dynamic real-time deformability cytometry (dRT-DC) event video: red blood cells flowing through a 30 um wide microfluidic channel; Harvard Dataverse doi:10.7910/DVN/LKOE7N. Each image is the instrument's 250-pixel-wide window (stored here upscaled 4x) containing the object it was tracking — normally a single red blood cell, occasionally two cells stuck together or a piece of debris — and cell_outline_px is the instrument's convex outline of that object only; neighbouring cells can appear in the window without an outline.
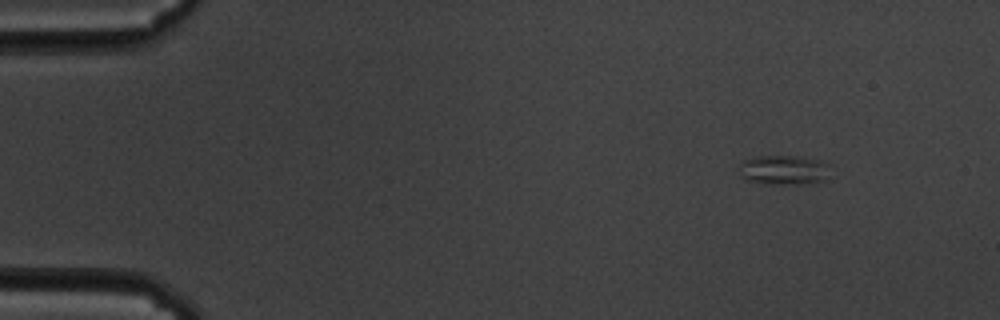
{"species": "common noctule bat (a hibernating species)", "species_latin": "Nyctalus noctula", "temperature_condition": "cold", "stored_images_in_passage": 53, "camera_frame_rate_fps": 3000, "um_per_image_px": 0.085, "animal": {"sex": "male", "body_mass_g": 19.5, "forearm_length_mm": 54.6}, "frame": {"image": 1, "passage_image": 1, "time_ms": 0.0, "image_size_px": [1000, 320], "cell_outline_px": [[828, 164], [824, 180], [800, 184], [764, 184], [748, 180], [744, 176], [740, 164], [744, 160], [756, 156], [796, 156], [820, 160]], "centroid_in_image_um": [66.61, 14.44], "position_along_channel_um": 18.4, "area_um2": 15.26}}
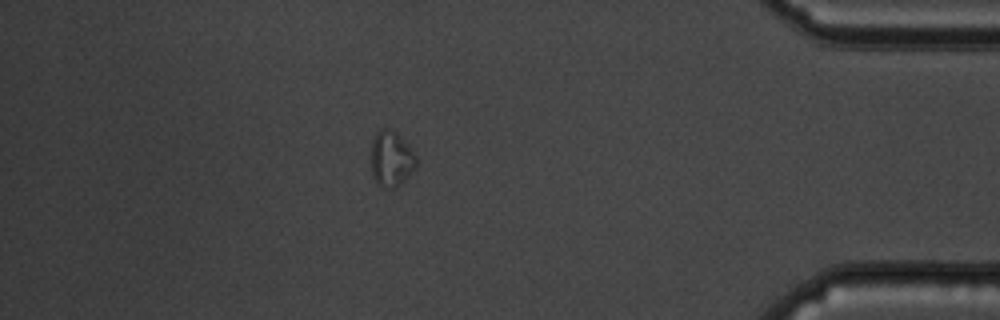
{"frame": {"image": 2, "passage_image": 46, "time_ms": 15.0, "image_size_px": [1000, 320], "cell_outline_px": [[416, 164], [404, 180], [396, 188], [384, 188], [372, 176], [372, 140], [376, 132], [380, 128], [388, 128], [396, 132], [400, 136], [416, 156]], "centroid_in_image_um": [33.23, 13.48], "position_along_channel_um": 402.0, "area_um2": 14.28}}